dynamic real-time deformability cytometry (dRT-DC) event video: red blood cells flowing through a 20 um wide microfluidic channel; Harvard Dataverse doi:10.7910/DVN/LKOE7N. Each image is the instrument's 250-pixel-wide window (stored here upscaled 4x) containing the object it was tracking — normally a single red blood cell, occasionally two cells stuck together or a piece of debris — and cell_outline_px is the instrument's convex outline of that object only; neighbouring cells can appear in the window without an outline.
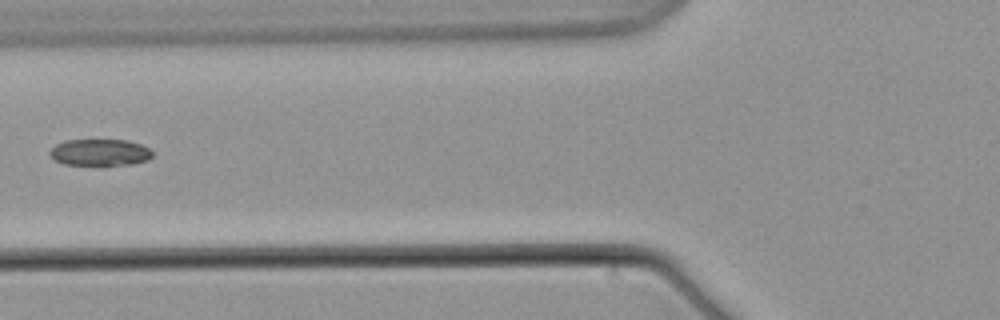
{"species": "common noctule bat (a hibernating species)", "species_latin": "Nyctalus noctula", "temperature_condition": "warm", "stored_images_in_passage": 5, "camera_frame_rate_fps": 3000, "um_per_image_px": 0.085, "animal": {"sex": "male", "body_mass_g": 21.5, "forearm_length_mm": 52.0}, "frame": {"image": 1, "passage_image": 2, "time_ms": 1.333, "image_size_px": [1000, 320], "cell_outline_px": [[152, 156], [148, 160], [132, 164], [64, 164], [52, 160], [48, 152], [56, 144], [64, 140], [128, 140], [140, 144], [148, 148], [152, 152]], "centroid_in_image_um": [8.46, 12.94], "position_along_channel_um": 117.3, "area_um2": 15.84}}
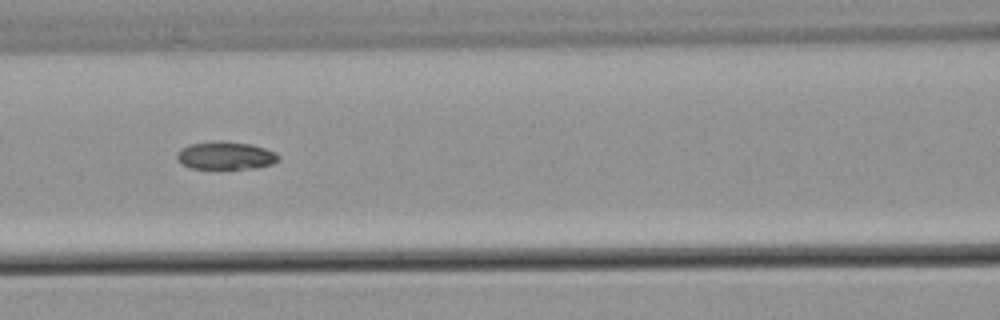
{"frame": {"image": 2, "passage_image": 3, "time_ms": 2.333, "image_size_px": [1000, 320], "cell_outline_px": [[280, 156], [272, 164], [256, 168], [188, 168], [176, 160], [176, 156], [188, 144], [252, 144], [276, 152]], "centroid_in_image_um": [19.2, 13.28], "position_along_channel_um": 147.4, "area_um2": 15.49}}